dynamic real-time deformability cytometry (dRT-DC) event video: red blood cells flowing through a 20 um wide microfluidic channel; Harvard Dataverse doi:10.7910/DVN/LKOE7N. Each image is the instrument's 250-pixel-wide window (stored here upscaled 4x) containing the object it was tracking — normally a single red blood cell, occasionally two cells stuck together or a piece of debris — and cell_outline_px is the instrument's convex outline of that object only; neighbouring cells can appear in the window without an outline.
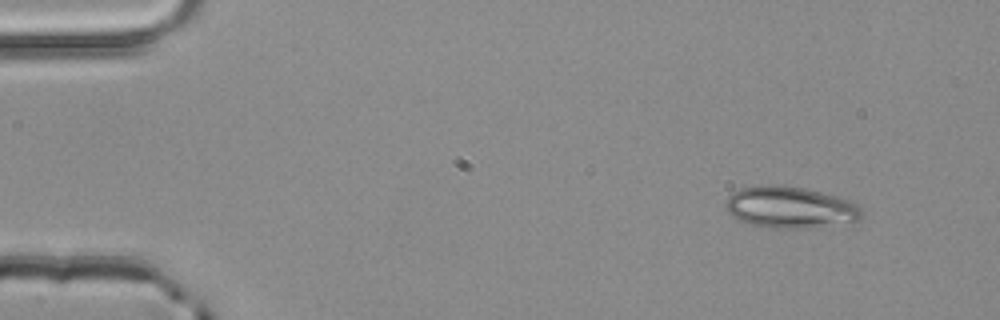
{"species": "common noctule bat (a hibernating species)", "species_latin": "Nyctalus noctula", "temperature_condition": "room temperature", "stored_images_in_passage": 4, "segment_of_instrument_passage": [1, 2], "camera_frame_rate_fps": 3000, "um_per_image_px": 0.085, "animal": {"sex": "male", "body_mass_g": 20.4}, "frame": {"image": 1, "passage_image": 1, "time_ms": 0.0, "image_size_px": [1000, 320], "cell_outline_px": [[864, 212], [852, 224], [804, 228], [776, 228], [752, 224], [740, 220], [732, 216], [728, 212], [724, 204], [728, 196], [732, 192], [740, 188], [760, 184], [772, 184], [804, 188], [840, 196], [852, 200]], "centroid_in_image_um": [67.19, 17.61], "position_along_channel_um": 17.8, "area_um2": 33.47}}